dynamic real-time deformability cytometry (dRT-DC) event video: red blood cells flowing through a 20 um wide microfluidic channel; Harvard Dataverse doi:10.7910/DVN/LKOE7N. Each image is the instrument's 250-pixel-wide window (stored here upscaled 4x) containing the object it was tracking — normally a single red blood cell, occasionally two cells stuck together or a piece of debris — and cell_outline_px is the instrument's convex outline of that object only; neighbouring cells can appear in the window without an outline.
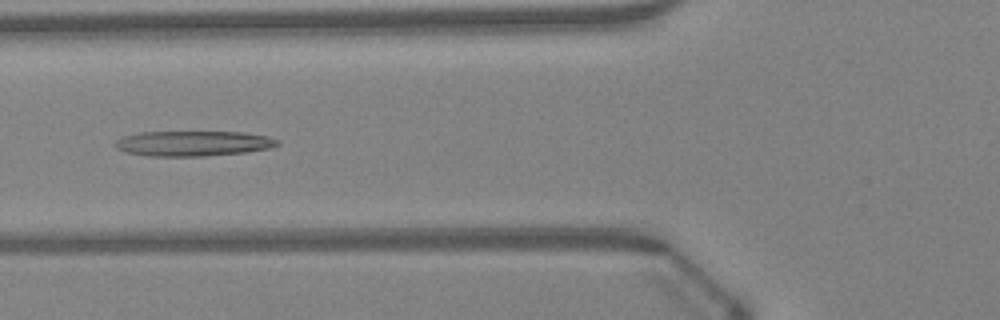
{"species": "Egyptian fruit bat (a non-hibernating species)", "species_latin": "Rousettus aegyptiacus", "temperature_condition": "warm", "stored_images_in_passage": 46, "camera_frame_rate_fps": 3000, "um_per_image_px": 0.085, "animal": {"sex": "female"}, "frame": {"image": 1, "passage_image": 17, "time_ms": 5.333, "image_size_px": [1000, 320], "cell_outline_px": [[280, 144], [272, 148], [244, 152], [204, 156], [148, 156], [128, 152], [116, 148], [112, 144], [120, 136], [140, 132], [244, 132], [268, 136], [280, 140]], "centroid_in_image_um": [16.42, 12.18], "position_along_channel_um": 109.4, "area_um2": 24.04}}
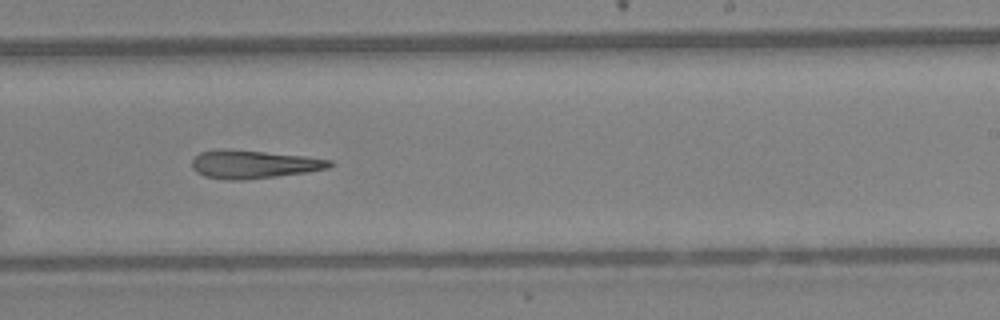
{"frame": {"image": 2, "passage_image": 28, "time_ms": 9.0, "image_size_px": [1000, 320], "cell_outline_px": [[332, 164], [328, 168], [308, 172], [244, 180], [228, 180], [204, 176], [196, 172], [192, 168], [192, 160], [200, 152], [228, 148], [304, 156], [332, 160]], "centroid_in_image_um": [21.53, 13.96], "position_along_channel_um": 267.5, "area_um2": 22.6}}
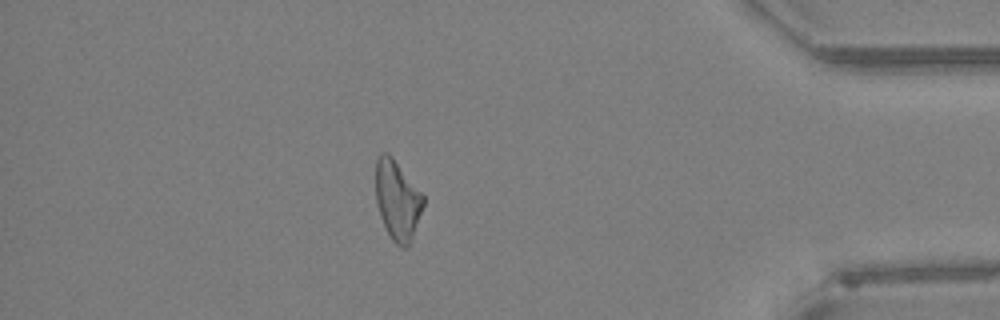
{"frame": {"image": 3, "passage_image": 40, "time_ms": 13.0, "image_size_px": [1000, 320], "cell_outline_px": [[424, 204], [408, 248], [400, 248], [392, 240], [380, 216], [376, 200], [376, 156], [380, 152], [388, 152], [392, 156], [424, 196]], "centroid_in_image_um": [33.76, 16.99], "position_along_channel_um": 401.4, "area_um2": 21.96}}